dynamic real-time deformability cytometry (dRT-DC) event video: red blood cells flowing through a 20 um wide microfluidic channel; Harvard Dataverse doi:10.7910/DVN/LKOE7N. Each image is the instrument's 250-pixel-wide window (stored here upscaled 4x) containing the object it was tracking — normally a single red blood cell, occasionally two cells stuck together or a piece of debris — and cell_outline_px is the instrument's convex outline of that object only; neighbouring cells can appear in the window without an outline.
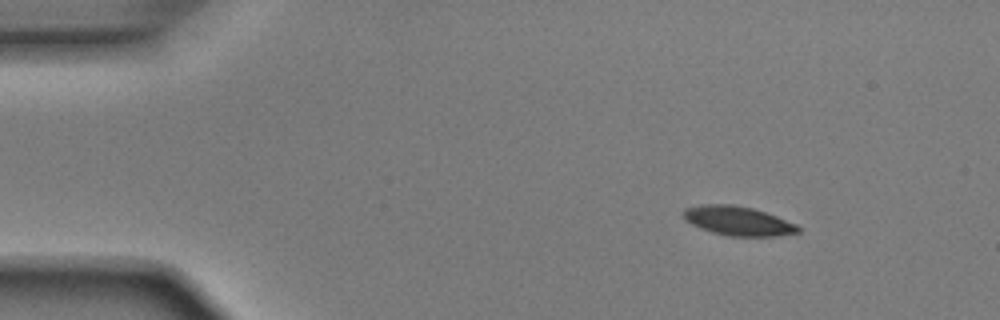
{"species": "Egyptian fruit bat (a non-hibernating species)", "species_latin": "Rousettus aegyptiacus", "temperature_condition": "room temperature", "stored_images_in_passage": 46, "camera_frame_rate_fps": 3000, "um_per_image_px": 0.085, "animal": {"sex": "male"}, "frame": {"image": 1, "passage_image": 1, "time_ms": 0.0, "image_size_px": [1000, 320], "cell_outline_px": [[800, 232], [776, 236], [728, 236], [712, 232], [700, 228], [692, 224], [684, 216], [684, 208], [700, 204], [732, 204], [752, 208], [776, 216], [796, 224], [800, 228]], "centroid_in_image_um": [62.73, 18.77], "position_along_channel_um": 22.3, "area_um2": 19.36}}
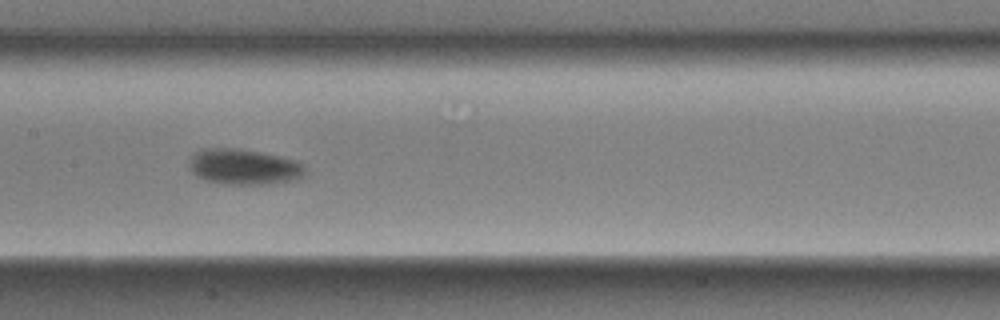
{"frame": {"image": 2, "passage_image": 20, "time_ms": 6.333, "image_size_px": [1000, 320], "cell_outline_px": [[304, 176], [300, 180], [268, 184], [220, 184], [204, 180], [196, 176], [188, 168], [188, 160], [200, 148], [240, 148], [280, 156], [296, 160], [304, 164]], "centroid_in_image_um": [20.72, 14.18], "position_along_channel_um": 186.7, "area_um2": 24.62}}
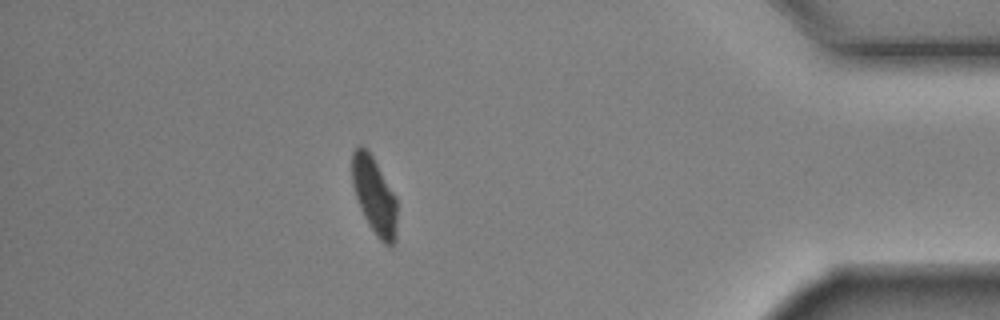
{"frame": {"image": 3, "passage_image": 40, "time_ms": 13.0, "image_size_px": [1000, 320], "cell_outline_px": [[396, 240], [392, 248], [384, 244], [376, 236], [368, 224], [360, 208], [352, 184], [352, 152], [356, 144], [360, 144], [372, 156], [396, 196]], "centroid_in_image_um": [31.82, 16.65], "position_along_channel_um": 403.4, "area_um2": 20.29}, "authors_computed_cell_mechanics": {"area_um2": 22.253, "velocity_mm_per_s": 3.9009, "shape_relaxation_time_tau1_ms": 1.9204, "shape_relaxation_time_tau2_ms": 2.7869, "deformation_change_tau1": 0.1189, "deformation_change_tau2": 0.0452}}